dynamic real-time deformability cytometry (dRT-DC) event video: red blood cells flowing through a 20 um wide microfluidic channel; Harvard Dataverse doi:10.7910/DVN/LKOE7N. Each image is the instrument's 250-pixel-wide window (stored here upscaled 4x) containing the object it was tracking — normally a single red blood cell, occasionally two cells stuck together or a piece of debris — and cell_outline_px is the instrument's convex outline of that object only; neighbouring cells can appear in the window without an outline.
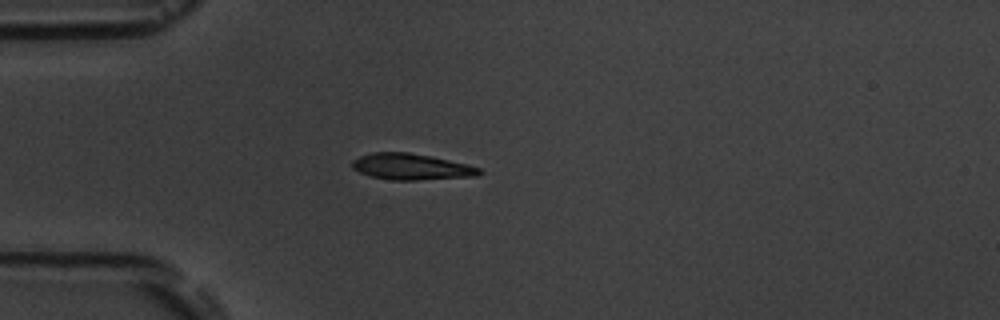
{"species": "common noctule bat (a hibernating species)", "species_latin": "Nyctalus noctula", "temperature_condition": "room temperature", "stored_images_in_passage": 1, "camera_frame_rate_fps": 3000, "um_per_image_px": 0.085, "animal": {"sex": "male", "body_mass_g": 19.5, "forearm_length_mm": 54.6}, "frame": {"image": 1, "passage_image": 1, "time_ms": 0.0, "image_size_px": [1000, 320], "cell_outline_px": [[484, 172], [480, 176], [416, 180], [392, 180], [372, 176], [360, 172], [352, 168], [352, 160], [360, 156], [372, 152], [408, 152], [468, 164], [480, 168]], "centroid_in_image_um": [34.99, 14.18], "position_along_channel_um": 50.0, "area_um2": 19.36}}